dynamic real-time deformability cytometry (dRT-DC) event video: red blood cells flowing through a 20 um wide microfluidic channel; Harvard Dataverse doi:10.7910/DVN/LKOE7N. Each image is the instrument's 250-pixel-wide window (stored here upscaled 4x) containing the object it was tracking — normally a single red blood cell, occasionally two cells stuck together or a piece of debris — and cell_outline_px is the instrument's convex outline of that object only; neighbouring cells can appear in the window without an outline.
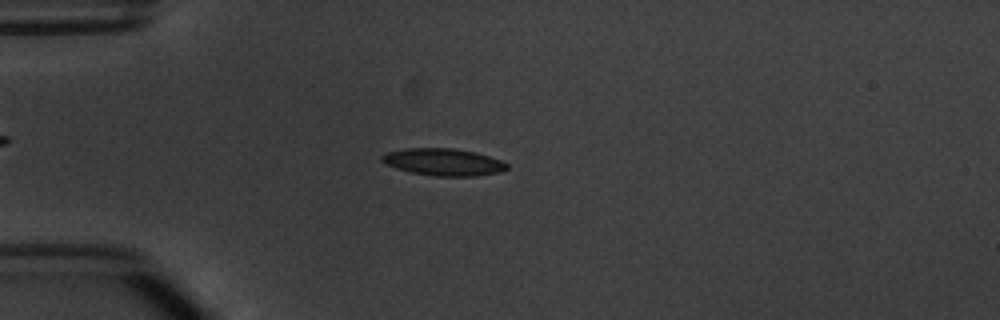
{"species": "common noctule bat (a hibernating species)", "species_latin": "Nyctalus noctula", "temperature_condition": "warm", "stored_images_in_passage": 7, "camera_frame_rate_fps": 3000, "um_per_image_px": 0.085, "animal": {"sex": "male", "body_mass_g": 20.1, "forearm_length_mm": 53.5}, "frame": {"image": 1, "passage_image": 3, "time_ms": 2.667, "image_size_px": [1000, 320], "cell_outline_px": [[508, 168], [496, 172], [476, 176], [436, 176], [412, 172], [396, 168], [384, 164], [380, 160], [380, 156], [384, 152], [404, 148], [452, 148], [476, 152], [500, 160], [508, 164]], "centroid_in_image_um": [37.61, 13.76], "position_along_channel_um": 47.4, "area_um2": 19.77}}
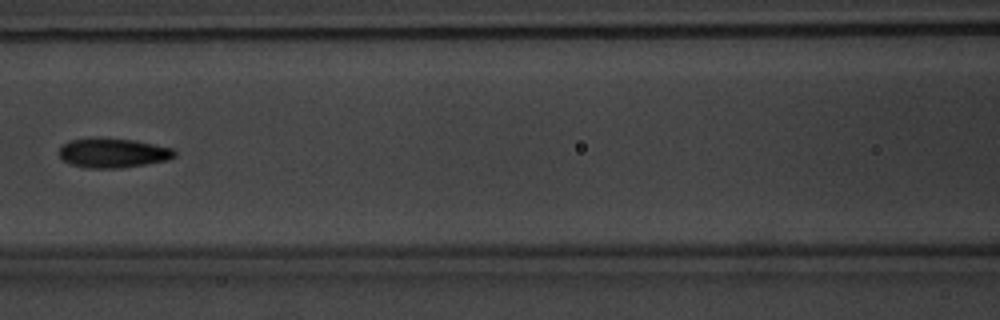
{"frame": {"image": 2, "passage_image": 6, "time_ms": 6.0, "image_size_px": [1000, 320], "cell_outline_px": [[176, 156], [168, 160], [120, 168], [88, 168], [72, 164], [64, 160], [60, 156], [60, 148], [68, 140], [96, 136], [136, 140], [172, 148], [176, 152]], "centroid_in_image_um": [9.61, 12.97], "position_along_channel_um": 157.0, "area_um2": 20.06}}